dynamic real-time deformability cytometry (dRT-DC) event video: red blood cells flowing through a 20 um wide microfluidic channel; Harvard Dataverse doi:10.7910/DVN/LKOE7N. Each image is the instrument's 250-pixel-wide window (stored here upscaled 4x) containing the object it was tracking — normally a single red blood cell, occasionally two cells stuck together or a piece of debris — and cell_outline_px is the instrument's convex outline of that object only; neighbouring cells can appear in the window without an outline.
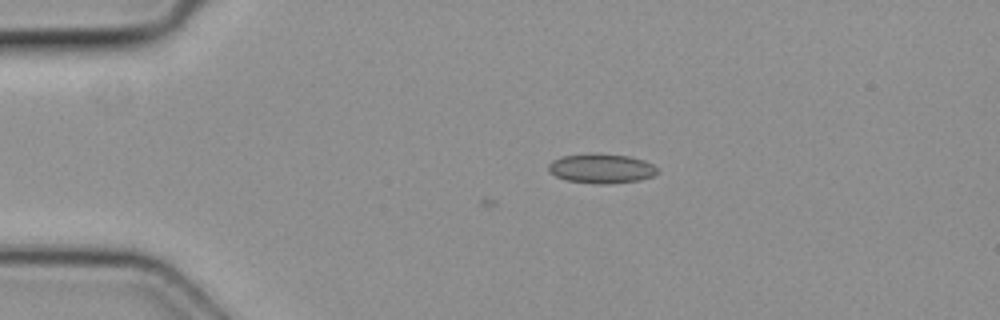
{"species": "common noctule bat (a hibernating species)", "species_latin": "Nyctalus noctula", "temperature_condition": "cold", "stored_images_in_passage": 6, "camera_frame_rate_fps": 3000, "um_per_image_px": 0.085, "animal": {"sex": "female", "body_mass_g": 19.3, "forearm_length_mm": 54.1}, "frame": {"image": 1, "passage_image": 4, "time_ms": 1.0, "image_size_px": [1000, 320], "cell_outline_px": [[660, 172], [652, 176], [636, 180], [608, 184], [592, 184], [568, 180], [556, 176], [548, 172], [548, 164], [552, 160], [560, 156], [628, 156], [644, 160], [652, 164]], "centroid_in_image_um": [51.1, 14.37], "position_along_channel_um": 33.9, "area_um2": 17.98}}
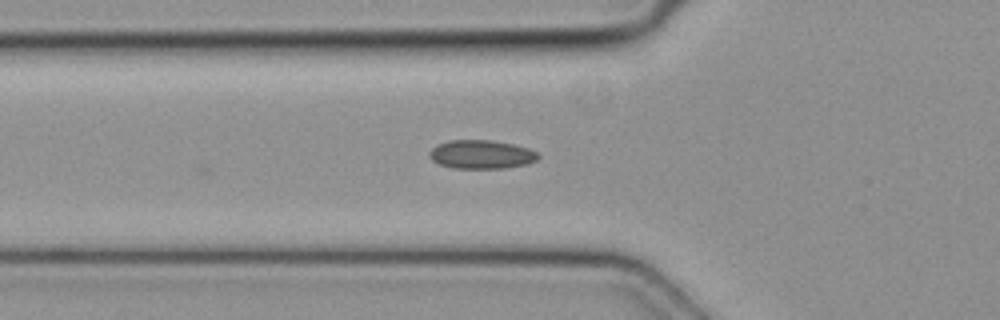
{"frame": {"image": 2, "passage_image": 6, "time_ms": 1.667, "image_size_px": [1000, 320], "cell_outline_px": [[540, 156], [536, 160], [528, 164], [504, 168], [452, 168], [440, 164], [432, 160], [428, 156], [428, 152], [436, 144], [448, 140], [488, 140], [512, 144], [528, 148], [536, 152]], "centroid_in_image_um": [40.88, 13.12], "position_along_channel_um": 84.9, "area_um2": 18.21}}